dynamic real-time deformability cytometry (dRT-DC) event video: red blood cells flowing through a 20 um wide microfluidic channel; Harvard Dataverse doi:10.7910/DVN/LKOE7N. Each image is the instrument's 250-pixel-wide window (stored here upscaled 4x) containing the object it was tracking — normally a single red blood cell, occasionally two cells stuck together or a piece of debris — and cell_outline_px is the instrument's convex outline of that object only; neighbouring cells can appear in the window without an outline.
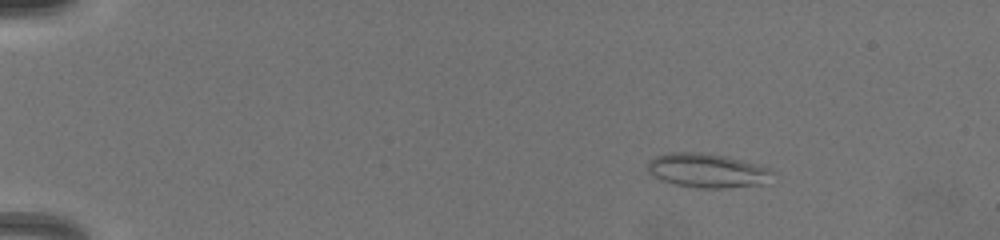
{"species": "common noctule bat (a hibernating species)", "species_latin": "Nyctalus noctula", "temperature_condition": "warm", "stored_images_in_passage": 58, "camera_frame_rate_fps": 3000, "um_per_image_px": 0.085, "animal": {"sex": "female", "body_mass_g": 19.5, "forearm_length_mm": 54.1}, "frame": {"image": 1, "passage_image": 1, "time_ms": 0.0, "image_size_px": [1000, 240], "cell_outline_px": [[776, 172], [768, 184], [728, 188], [696, 188], [672, 184], [652, 176], [648, 172], [648, 164], [656, 156], [668, 152], [704, 152], [728, 156], [756, 164], [768, 168]], "centroid_in_image_um": [60.17, 14.51], "position_along_channel_um": 24.8, "area_um2": 25.37}}
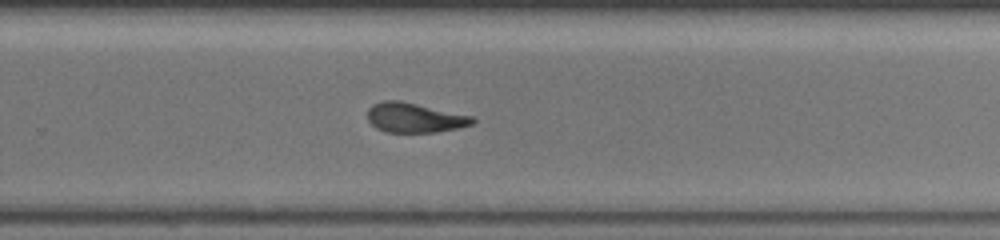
{"frame": {"image": 2, "passage_image": 40, "time_ms": 9.333, "image_size_px": [1000, 240], "cell_outline_px": [[476, 120], [472, 124], [460, 128], [436, 132], [384, 132], [376, 128], [368, 120], [368, 108], [372, 104], [384, 100], [400, 100], [472, 116]], "centroid_in_image_um": [35.22, 10.0], "position_along_channel_um": 294.6, "area_um2": 18.21}}
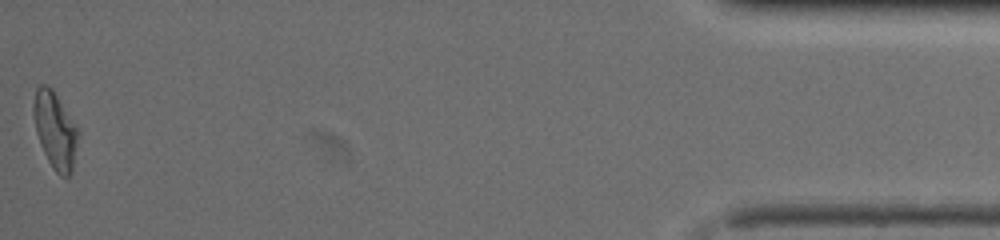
{"frame": {"image": 3, "passage_image": 58, "time_ms": 14.667, "image_size_px": [1000, 240], "cell_outline_px": [[80, 132], [72, 172], [68, 176], [60, 176], [52, 168], [40, 144], [36, 132], [32, 112], [32, 104], [36, 88], [40, 84], [44, 84], [52, 88], [80, 128]], "centroid_in_image_um": [4.7, 11.04], "position_along_channel_um": 430.5, "area_um2": 20.46}, "authors_computed_cell_mechanics": {"area_um2": 19.4208, "velocity_mm_per_s": 4.0915, "shape_relaxation_time_tau1_ms": 5.3621, "shape_relaxation_time_tau2_ms": 3.3389, "deformation_change_tau1": 0.1755, "deformation_change_tau2": 0.1087}}